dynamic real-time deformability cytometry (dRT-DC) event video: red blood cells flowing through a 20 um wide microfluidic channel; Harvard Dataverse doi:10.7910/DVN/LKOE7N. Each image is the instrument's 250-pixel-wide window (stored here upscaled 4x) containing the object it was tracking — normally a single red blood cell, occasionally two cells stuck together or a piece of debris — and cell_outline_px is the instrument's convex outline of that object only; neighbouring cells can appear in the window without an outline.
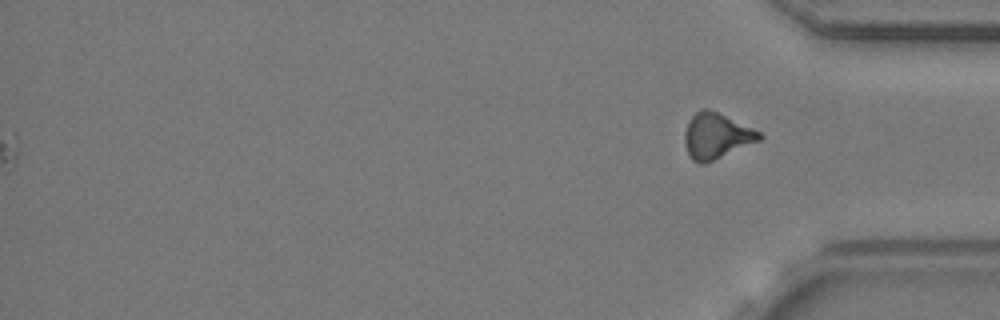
{"species": "common noctule bat (a hibernating species)", "species_latin": "Nyctalus noctula", "temperature_condition": "cold", "stored_images_in_passage": 60, "segment_of_instrument_passage": [2, 2], "camera_frame_rate_fps": 3000, "um_per_image_px": 0.085, "animal": {"sex": "female", "body_mass_g": 24.6, "forearm_length_mm": 56.2}, "frame": {"image": 1, "passage_image": 60, "time_ms": 19.667, "image_size_px": [1000, 320], "cell_outline_px": [[764, 136], [760, 140], [704, 164], [700, 164], [692, 160], [684, 144], [684, 132], [688, 120], [700, 108], [708, 108], [752, 128], [760, 132]], "centroid_in_image_um": [60.85, 11.55], "position_along_channel_um": 374.3, "area_um2": 19.71}}